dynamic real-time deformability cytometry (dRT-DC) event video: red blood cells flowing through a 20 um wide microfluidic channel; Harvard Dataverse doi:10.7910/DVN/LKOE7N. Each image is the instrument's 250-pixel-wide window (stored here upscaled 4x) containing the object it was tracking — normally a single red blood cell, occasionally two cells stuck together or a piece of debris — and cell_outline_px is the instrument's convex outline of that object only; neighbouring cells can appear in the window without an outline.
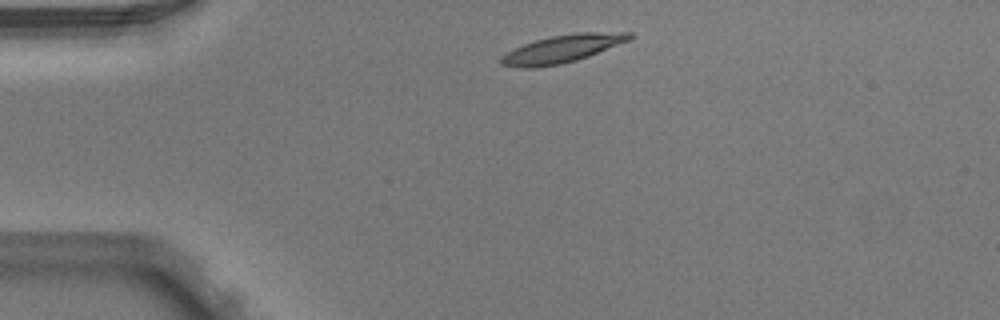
{"species": "Egyptian fruit bat (a non-hibernating species)", "species_latin": "Rousettus aegyptiacus", "temperature_condition": "warm", "stored_images_in_passage": 2, "camera_frame_rate_fps": 3000, "um_per_image_px": 0.085, "animal": {"sex": "male"}, "frame": {"image": 1, "passage_image": 1, "time_ms": 0.0, "image_size_px": [1000, 320], "cell_outline_px": [[636, 36], [632, 40], [588, 56], [576, 60], [560, 64], [532, 68], [520, 68], [500, 64], [500, 56], [524, 44], [536, 40], [552, 36], [580, 32], [632, 32]], "centroid_in_image_um": [47.86, 4.14], "position_along_channel_um": 37.1, "area_um2": 20.75}}